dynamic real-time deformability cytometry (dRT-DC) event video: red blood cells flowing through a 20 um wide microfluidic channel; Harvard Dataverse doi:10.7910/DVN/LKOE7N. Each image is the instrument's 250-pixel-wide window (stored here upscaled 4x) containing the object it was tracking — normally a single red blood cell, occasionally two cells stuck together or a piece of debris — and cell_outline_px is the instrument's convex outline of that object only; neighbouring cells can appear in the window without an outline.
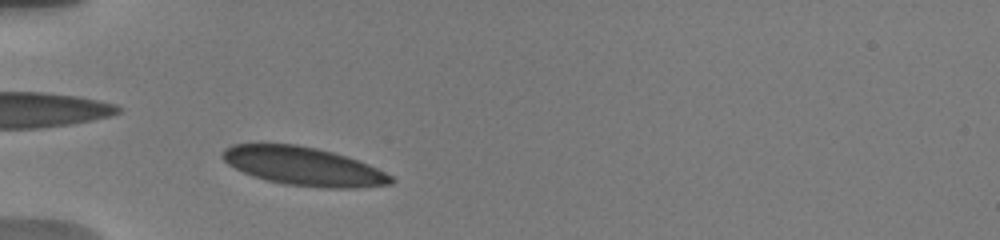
{"species": "human", "species_latin": "Homo sapiens", "temperature_condition": "warm", "stored_images_in_passage": 5, "camera_frame_rate_fps": 3000, "um_per_image_px": 0.085, "donor": {"sex": "male"}, "frame": {"image": 1, "passage_image": 2, "time_ms": 0.667, "image_size_px": [1000, 240], "cell_outline_px": [[396, 180], [392, 184], [356, 188], [328, 188], [284, 184], [252, 176], [228, 164], [220, 156], [220, 152], [224, 148], [232, 144], [296, 144], [316, 148], [332, 152], [368, 164], [392, 176]], "centroid_in_image_um": [25.78, 14.13], "position_along_channel_um": 59.2, "area_um2": 37.63}}